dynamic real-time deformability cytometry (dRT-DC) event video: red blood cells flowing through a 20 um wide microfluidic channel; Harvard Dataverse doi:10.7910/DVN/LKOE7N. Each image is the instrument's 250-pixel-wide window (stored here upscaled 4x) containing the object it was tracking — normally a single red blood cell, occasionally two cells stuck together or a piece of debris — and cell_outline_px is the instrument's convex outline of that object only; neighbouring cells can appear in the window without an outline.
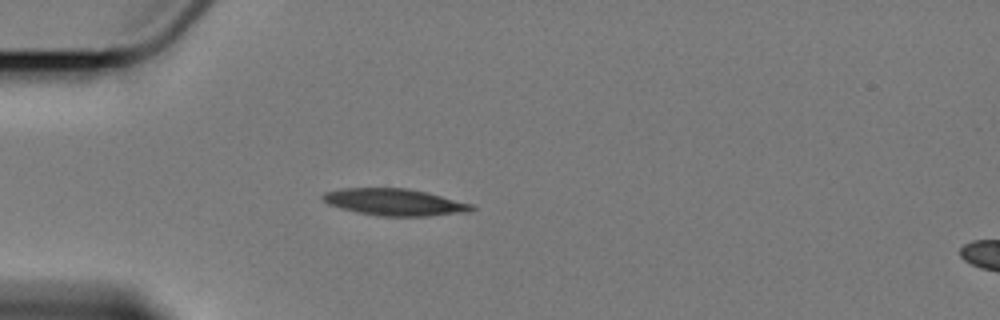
{"species": "Egyptian fruit bat (a non-hibernating species)", "species_latin": "Rousettus aegyptiacus", "temperature_condition": "cold", "stored_images_in_passage": 6, "segment_of_instrument_passage": [1, 2], "camera_frame_rate_fps": 3000, "um_per_image_px": 0.085, "animal": {"sex": "female"}, "frame": {"image": 1, "passage_image": 5, "time_ms": 4.667, "image_size_px": [1000, 320], "cell_outline_px": [[476, 208], [472, 212], [428, 216], [376, 216], [356, 212], [340, 208], [328, 204], [320, 200], [320, 196], [324, 192], [344, 188], [404, 188], [424, 192], [472, 204]], "centroid_in_image_um": [33.49, 17.19], "position_along_channel_um": 51.5, "area_um2": 23.35}}